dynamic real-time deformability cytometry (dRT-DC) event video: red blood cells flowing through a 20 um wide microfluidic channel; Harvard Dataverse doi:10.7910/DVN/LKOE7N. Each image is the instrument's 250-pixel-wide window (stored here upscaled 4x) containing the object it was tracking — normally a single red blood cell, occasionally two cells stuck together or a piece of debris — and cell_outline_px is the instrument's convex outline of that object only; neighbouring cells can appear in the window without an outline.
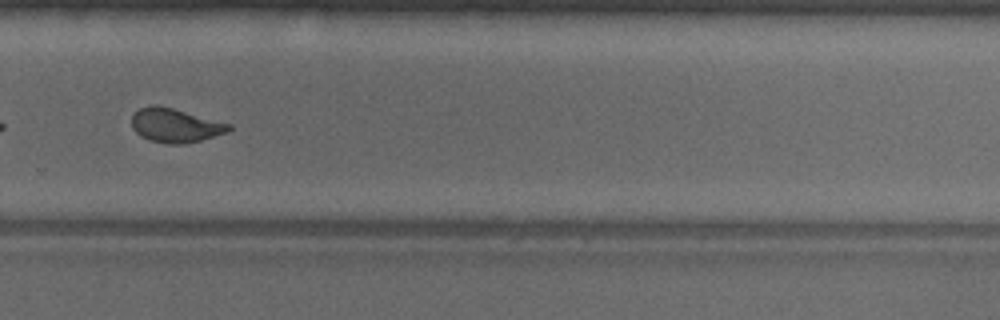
{"species": "common noctule bat (a hibernating species)", "species_latin": "Nyctalus noctula", "temperature_condition": "warm", "stored_images_in_passage": 50, "segment_of_instrument_passage": [2, 2], "camera_frame_rate_fps": 3000, "um_per_image_px": 0.085, "animal": {"sex": "male", "body_mass_g": 18.8}, "frame": {"image": 1, "passage_image": 34, "time_ms": 11.0, "image_size_px": [1000, 320], "cell_outline_px": [[232, 128], [228, 132], [200, 140], [184, 144], [168, 144], [148, 140], [140, 136], [132, 128], [132, 116], [140, 108], [148, 104], [156, 104], [172, 108], [232, 124]], "centroid_in_image_um": [14.88, 10.66], "position_along_channel_um": 314.9, "area_um2": 19.31}}
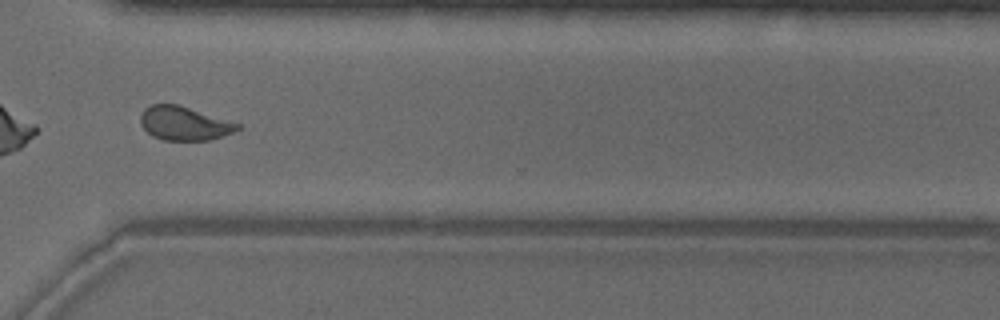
{"frame": {"image": 2, "passage_image": 37, "time_ms": 12.0, "image_size_px": [1000, 320], "cell_outline_px": [[240, 128], [232, 132], [208, 140], [164, 140], [152, 136], [140, 124], [140, 116], [144, 108], [152, 104], [176, 104], [240, 124]], "centroid_in_image_um": [15.6, 10.49], "position_along_channel_um": 355.0, "area_um2": 18.73}}